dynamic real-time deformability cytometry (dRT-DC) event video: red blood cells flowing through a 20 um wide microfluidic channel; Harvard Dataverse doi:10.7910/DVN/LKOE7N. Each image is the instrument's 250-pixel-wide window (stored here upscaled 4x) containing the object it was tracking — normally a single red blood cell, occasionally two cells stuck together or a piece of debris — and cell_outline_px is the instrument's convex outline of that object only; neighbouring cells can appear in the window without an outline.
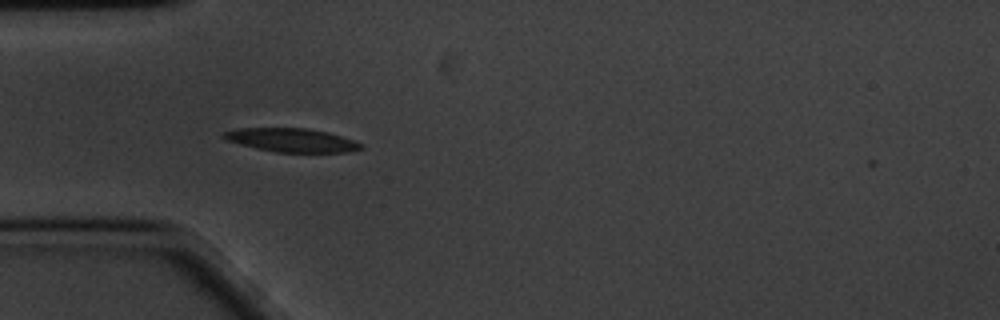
{"species": "common noctule bat (a hibernating species)", "species_latin": "Nyctalus noctula", "temperature_condition": "cold", "stored_images_in_passage": 43, "camera_frame_rate_fps": 3000, "um_per_image_px": 0.085, "animal": {"sex": "male", "body_mass_g": 20.1, "forearm_length_mm": 53.5}, "frame": {"image": 1, "passage_image": 1, "time_ms": 0.0, "image_size_px": [1000, 320], "cell_outline_px": [[364, 148], [348, 152], [276, 152], [256, 148], [240, 144], [228, 140], [220, 136], [220, 132], [236, 128], [304, 128], [328, 132], [364, 144]], "centroid_in_image_um": [24.76, 11.9], "position_along_channel_um": 60.2, "area_um2": 18.9}}
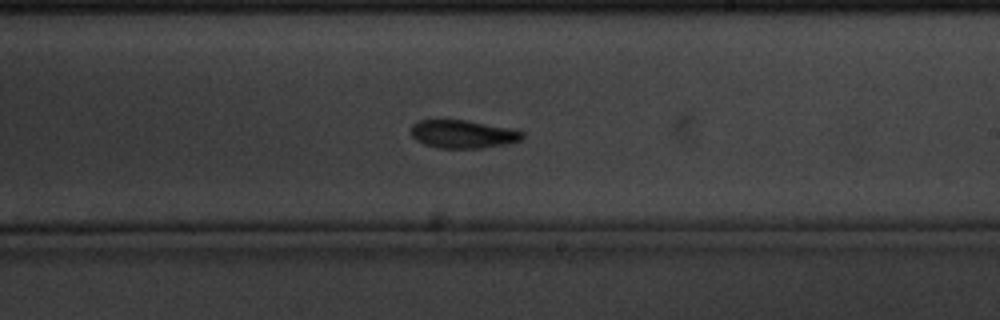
{"frame": {"image": 2, "passage_image": 18, "time_ms": 5.667, "image_size_px": [1000, 320], "cell_outline_px": [[524, 136], [520, 140], [504, 144], [480, 148], [436, 148], [424, 144], [416, 140], [412, 136], [412, 124], [420, 120], [464, 120], [516, 128], [524, 132]], "centroid_in_image_um": [39.38, 11.39], "position_along_channel_um": 249.6, "area_um2": 18.32}}
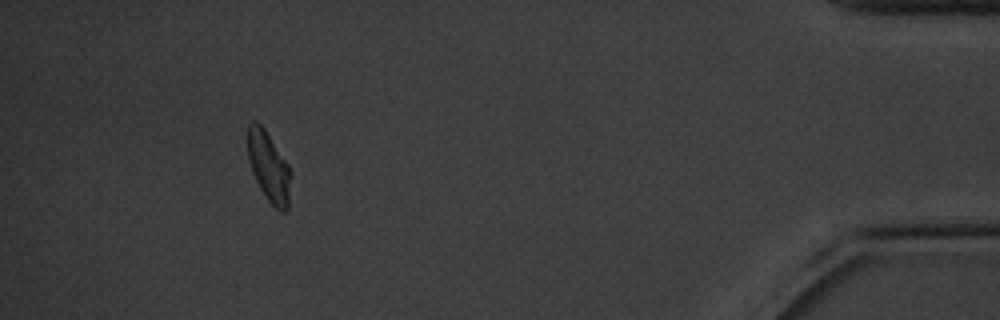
{"frame": {"image": 3, "passage_image": 38, "time_ms": 12.333, "image_size_px": [1000, 320], "cell_outline_px": [[292, 172], [288, 208], [284, 212], [280, 212], [264, 196], [252, 172], [248, 160], [248, 124], [252, 120], [256, 120], [264, 128], [288, 164]], "centroid_in_image_um": [22.86, 14.18], "position_along_channel_um": 412.3, "area_um2": 17.69}, "authors_computed_cell_mechanics": {"area_um2": 17.918, "velocity_mm_per_s": 3.3725, "shape_relaxation_time_tau1_ms": 4.1684, "shape_relaxation_time_tau2_ms": 4.6346, "deformation_change_tau1": 0.1338, "deformation_change_tau2": 0.1042}}